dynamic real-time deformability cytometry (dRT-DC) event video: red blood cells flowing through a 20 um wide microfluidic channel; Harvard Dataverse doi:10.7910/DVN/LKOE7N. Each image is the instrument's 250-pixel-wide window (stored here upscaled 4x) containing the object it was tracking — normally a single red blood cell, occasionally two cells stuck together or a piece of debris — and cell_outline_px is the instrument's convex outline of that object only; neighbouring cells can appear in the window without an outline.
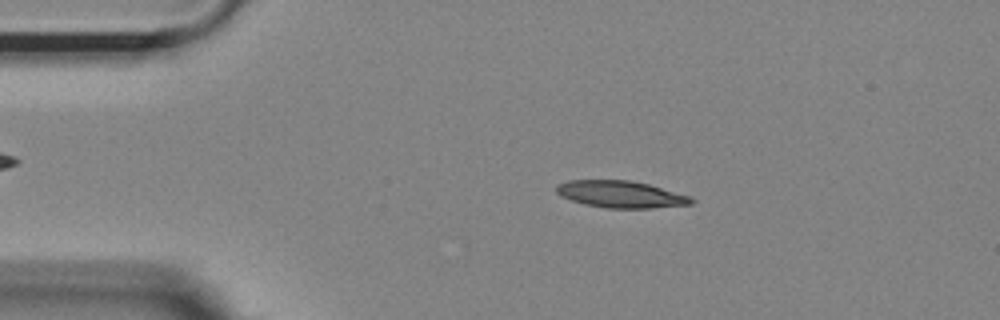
{"species": "Egyptian fruit bat (a non-hibernating species)", "species_latin": "Rousettus aegyptiacus", "temperature_condition": "room temperature", "stored_images_in_passage": 52, "camera_frame_rate_fps": 3000, "um_per_image_px": 0.085, "animal": {"sex": "female"}, "frame": {"image": 1, "passage_image": 9, "time_ms": 2.667, "image_size_px": [1000, 320], "cell_outline_px": [[696, 200], [692, 204], [652, 208], [608, 208], [584, 204], [560, 196], [556, 192], [556, 184], [568, 180], [628, 180], [648, 184], [692, 196]], "centroid_in_image_um": [52.78, 16.51], "position_along_channel_um": 32.2, "area_um2": 21.27}}
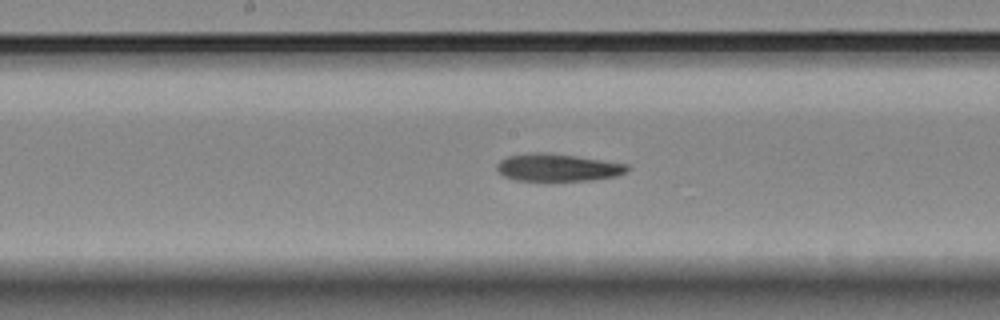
{"frame": {"image": 2, "passage_image": 26, "time_ms": 8.333, "image_size_px": [1000, 320], "cell_outline_px": [[628, 172], [616, 176], [592, 180], [516, 180], [504, 176], [496, 168], [496, 164], [500, 160], [508, 156], [532, 152], [548, 152], [576, 156], [628, 164]], "centroid_in_image_um": [47.4, 14.23], "position_along_channel_um": 200.8, "area_um2": 20.81}}
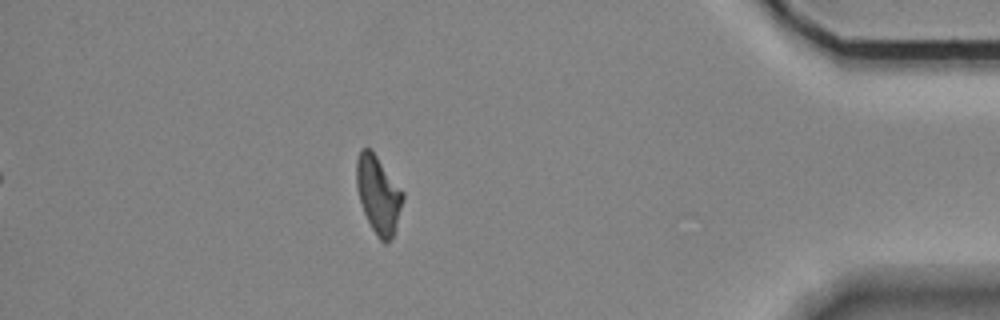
{"frame": {"image": 3, "passage_image": 46, "time_ms": 15.0, "image_size_px": [1000, 320], "cell_outline_px": [[404, 200], [392, 236], [388, 244], [384, 244], [380, 240], [372, 228], [364, 212], [356, 188], [356, 160], [360, 148], [372, 148], [404, 192]], "centroid_in_image_um": [32.15, 16.48], "position_along_channel_um": 403.0, "area_um2": 21.1}, "authors_computed_cell_mechanics": {"area_um2": 21.097, "velocity_mm_per_s": 3.6868, "shape_relaxation_time_tau1_ms": null, "shape_relaxation_time_tau2_ms": 7.8619, "deformation_change_tau1": null, "deformation_change_tau2": 0.1705}}